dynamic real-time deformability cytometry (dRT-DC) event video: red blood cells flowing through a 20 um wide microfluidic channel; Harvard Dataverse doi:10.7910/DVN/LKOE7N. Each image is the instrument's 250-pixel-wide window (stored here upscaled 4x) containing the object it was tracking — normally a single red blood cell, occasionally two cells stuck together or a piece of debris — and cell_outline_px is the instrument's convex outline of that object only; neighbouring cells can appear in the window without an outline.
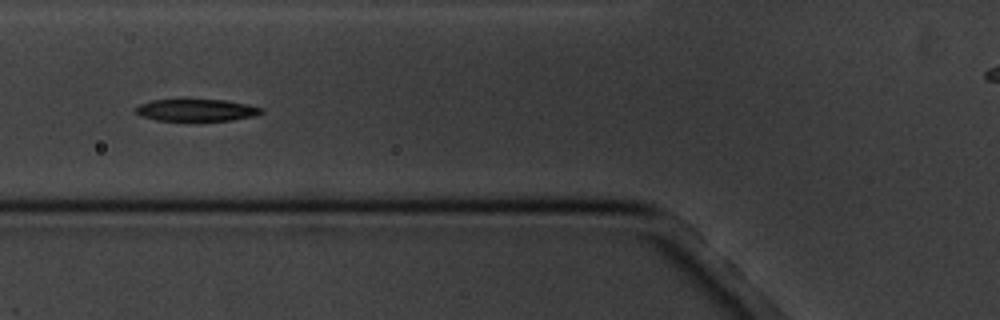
{"species": "common noctule bat (a hibernating species)", "species_latin": "Nyctalus noctula", "temperature_condition": "cold", "stored_images_in_passage": 7, "camera_frame_rate_fps": 3000, "um_per_image_px": 0.085, "animal": {"sex": "male", "body_mass_g": 20.1, "forearm_length_mm": 53.5}, "frame": {"image": 1, "passage_image": 6, "time_ms": 6.0, "image_size_px": [1000, 320], "cell_outline_px": [[264, 112], [252, 116], [232, 120], [156, 120], [140, 116], [132, 108], [140, 104], [152, 100], [224, 100], [248, 104], [264, 108]], "centroid_in_image_um": [16.68, 9.36], "position_along_channel_um": 109.1, "area_um2": 16.01}}
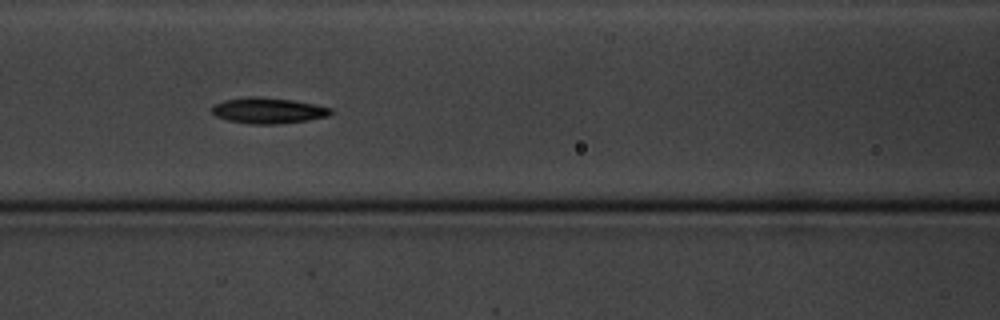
{"frame": {"image": 2, "passage_image": 7, "time_ms": 7.0, "image_size_px": [1000, 320], "cell_outline_px": [[336, 112], [328, 116], [308, 120], [276, 124], [252, 124], [228, 120], [216, 116], [212, 112], [212, 108], [216, 104], [224, 100], [244, 96], [260, 96], [292, 100], [332, 108]], "centroid_in_image_um": [22.82, 9.39], "position_along_channel_um": 143.8, "area_um2": 17.92}}